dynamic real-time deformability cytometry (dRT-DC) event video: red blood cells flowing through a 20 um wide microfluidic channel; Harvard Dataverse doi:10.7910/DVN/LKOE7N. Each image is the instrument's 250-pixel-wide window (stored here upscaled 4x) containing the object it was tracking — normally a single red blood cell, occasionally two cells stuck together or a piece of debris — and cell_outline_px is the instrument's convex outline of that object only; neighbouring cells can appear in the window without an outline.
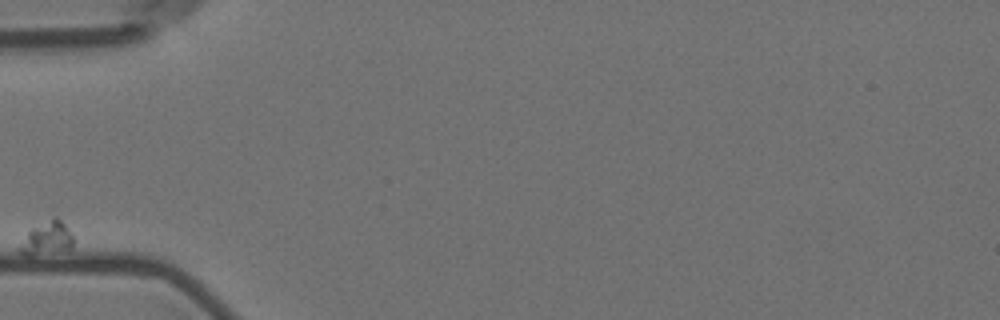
{"species": "Egyptian fruit bat (a non-hibernating species)", "species_latin": "Rousettus aegyptiacus", "temperature_condition": "room temperature", "stored_images_in_passage": 11, "camera_frame_rate_fps": 3000, "um_per_image_px": 0.085, "animal": {"sex": "female"}, "frame": {"image": 1, "passage_image": 1, "time_ms": 0.0, "image_size_px": [1000, 320], "cell_outline_px": [[72, 248], [68, 252], [28, 256], [20, 252], [20, 248], [28, 232], [32, 228], [52, 216], [56, 216], [64, 224], [72, 236]], "centroid_in_image_um": [4.04, 20.29], "position_along_channel_um": 81.0, "area_um2": 10.46}}